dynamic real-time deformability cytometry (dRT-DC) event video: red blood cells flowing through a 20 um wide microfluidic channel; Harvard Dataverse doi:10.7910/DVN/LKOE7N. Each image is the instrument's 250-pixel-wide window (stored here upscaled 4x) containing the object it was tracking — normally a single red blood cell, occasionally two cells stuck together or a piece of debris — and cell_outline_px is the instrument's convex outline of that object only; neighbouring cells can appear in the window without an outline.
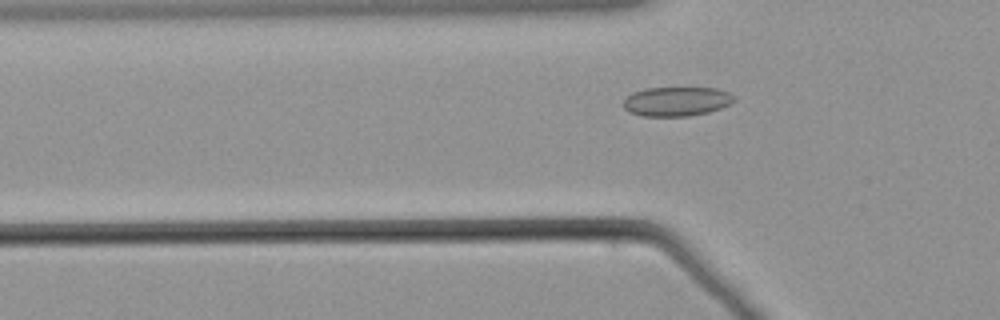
{"species": "common noctule bat (a hibernating species)", "species_latin": "Nyctalus noctula", "temperature_condition": "warm", "stored_images_in_passage": 55, "camera_frame_rate_fps": 3000, "um_per_image_px": 0.085, "animal": {"sex": "male", "body_mass_g": 21.5, "forearm_length_mm": 52.0}, "frame": {"image": 1, "passage_image": 16, "time_ms": 5.0, "image_size_px": [1000, 320], "cell_outline_px": [[736, 100], [720, 108], [708, 112], [688, 116], [644, 116], [628, 112], [624, 108], [624, 100], [632, 92], [644, 88], [716, 88], [728, 92], [736, 96]], "centroid_in_image_um": [57.5, 8.61], "position_along_channel_um": 68.3, "area_um2": 18.9}}
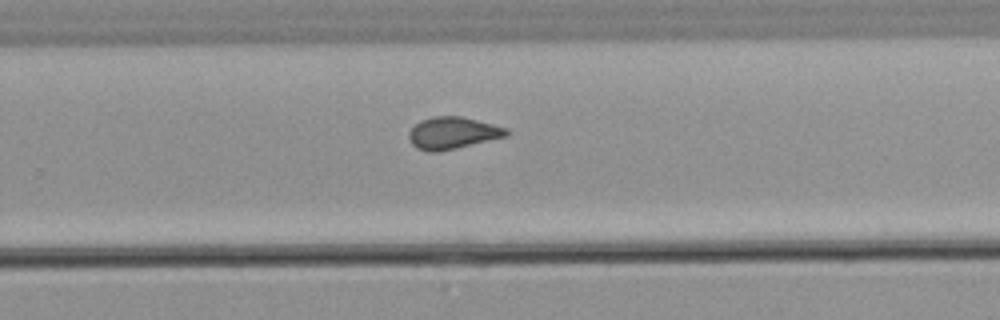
{"frame": {"image": 2, "passage_image": 35, "time_ms": 11.333, "image_size_px": [1000, 320], "cell_outline_px": [[508, 136], [456, 148], [436, 152], [428, 152], [416, 148], [412, 144], [408, 136], [408, 132], [420, 120], [432, 116], [460, 116], [508, 128]], "centroid_in_image_um": [38.45, 11.3], "position_along_channel_um": 291.3, "area_um2": 18.15}}
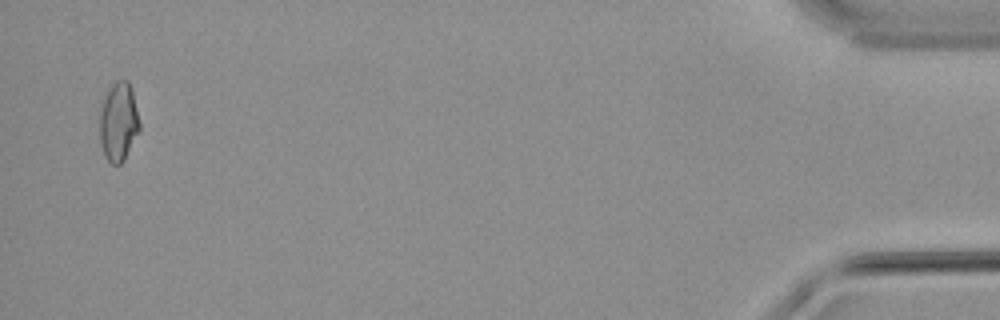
{"frame": {"image": 3, "passage_image": 54, "time_ms": 17.667, "image_size_px": [1000, 320], "cell_outline_px": [[140, 128], [124, 160], [120, 164], [112, 164], [104, 156], [100, 140], [100, 112], [104, 96], [108, 88], [116, 80], [128, 80], [132, 88], [140, 124]], "centroid_in_image_um": [10.07, 10.33], "position_along_channel_um": 425.1, "area_um2": 18.32}}